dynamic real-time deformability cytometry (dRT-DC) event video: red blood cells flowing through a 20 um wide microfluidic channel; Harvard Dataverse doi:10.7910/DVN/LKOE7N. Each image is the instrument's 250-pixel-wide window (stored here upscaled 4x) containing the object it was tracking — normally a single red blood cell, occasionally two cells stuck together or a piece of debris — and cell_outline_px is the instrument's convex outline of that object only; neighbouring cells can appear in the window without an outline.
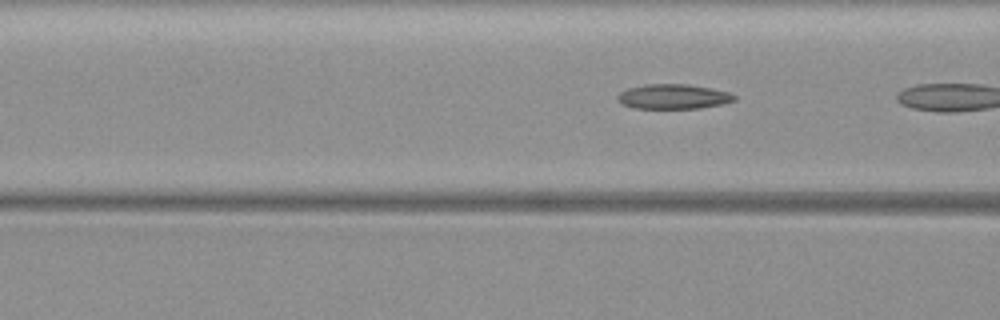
{"species": "common noctule bat (a hibernating species)", "species_latin": "Nyctalus noctula", "temperature_condition": "warm", "stored_images_in_passage": 11, "camera_frame_rate_fps": 3000, "um_per_image_px": 0.085, "animal": {"sex": "female", "body_mass_g": 19.3, "forearm_length_mm": 54.1}, "frame": {"image": 1, "passage_image": 10, "time_ms": 3.0, "image_size_px": [1000, 320], "cell_outline_px": [[736, 100], [724, 104], [700, 108], [632, 108], [620, 104], [616, 100], [616, 96], [620, 92], [628, 88], [644, 84], [688, 84], [728, 92], [736, 96]], "centroid_in_image_um": [57.18, 8.21], "position_along_channel_um": 109.4, "area_um2": 16.99}}